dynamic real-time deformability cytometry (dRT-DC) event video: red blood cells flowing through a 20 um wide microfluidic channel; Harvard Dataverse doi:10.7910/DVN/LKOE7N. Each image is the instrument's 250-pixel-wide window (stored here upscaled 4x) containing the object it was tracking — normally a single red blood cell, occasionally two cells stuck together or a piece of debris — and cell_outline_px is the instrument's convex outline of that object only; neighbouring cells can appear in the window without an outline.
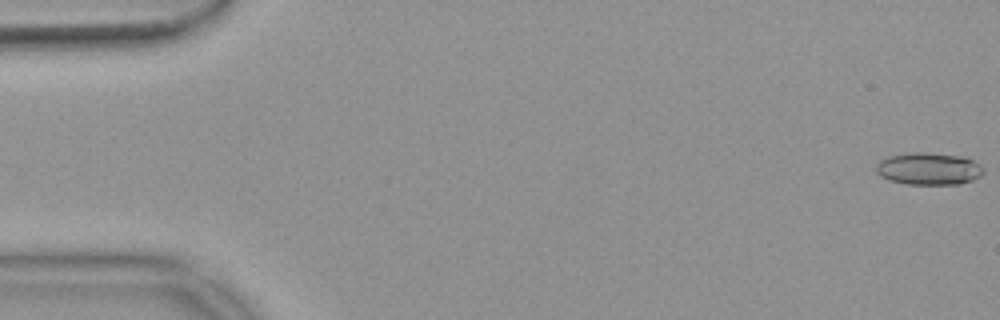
{"species": "common noctule bat (a hibernating species)", "species_latin": "Nyctalus noctula", "temperature_condition": "warm", "stored_images_in_passage": 10, "camera_frame_rate_fps": 3000, "um_per_image_px": 0.085, "animal": {"sex": "female", "body_mass_g": 18.4}, "frame": {"image": 1, "passage_image": 1, "time_ms": 0.0, "image_size_px": [1000, 320], "cell_outline_px": [[984, 172], [980, 176], [972, 180], [960, 184], [908, 184], [888, 180], [880, 176], [876, 172], [876, 164], [880, 160], [888, 156], [912, 152], [924, 152], [964, 156], [980, 164], [984, 168]], "centroid_in_image_um": [78.94, 14.34], "position_along_channel_um": 6.1, "area_um2": 20.35}}